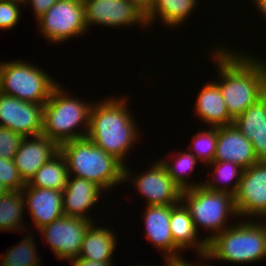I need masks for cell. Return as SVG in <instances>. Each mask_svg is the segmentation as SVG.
Segmentation results:
<instances>
[{"label": "cell", "instance_id": "obj_11", "mask_svg": "<svg viewBox=\"0 0 266 266\" xmlns=\"http://www.w3.org/2000/svg\"><path fill=\"white\" fill-rule=\"evenodd\" d=\"M87 28L91 24L126 26L138 23L147 27L145 14L128 0H82Z\"/></svg>", "mask_w": 266, "mask_h": 266}, {"label": "cell", "instance_id": "obj_38", "mask_svg": "<svg viewBox=\"0 0 266 266\" xmlns=\"http://www.w3.org/2000/svg\"><path fill=\"white\" fill-rule=\"evenodd\" d=\"M255 5L260 8L259 10L262 14H265L266 17V0H254Z\"/></svg>", "mask_w": 266, "mask_h": 266}, {"label": "cell", "instance_id": "obj_37", "mask_svg": "<svg viewBox=\"0 0 266 266\" xmlns=\"http://www.w3.org/2000/svg\"><path fill=\"white\" fill-rule=\"evenodd\" d=\"M167 266H195L181 259H167Z\"/></svg>", "mask_w": 266, "mask_h": 266}, {"label": "cell", "instance_id": "obj_27", "mask_svg": "<svg viewBox=\"0 0 266 266\" xmlns=\"http://www.w3.org/2000/svg\"><path fill=\"white\" fill-rule=\"evenodd\" d=\"M178 153H179V156L176 155V160H175L176 162L173 165L170 164V162L169 163L166 162L165 159L160 160L162 164L164 165V167L166 168L167 173L174 181V183L181 190H187L195 186L203 185L201 183L198 185H193V183L189 184L188 182H186L187 176H185V174L188 173V171H190L191 173L192 169L195 166L197 158L192 153H188V154L187 152H184V153L178 152Z\"/></svg>", "mask_w": 266, "mask_h": 266}, {"label": "cell", "instance_id": "obj_29", "mask_svg": "<svg viewBox=\"0 0 266 266\" xmlns=\"http://www.w3.org/2000/svg\"><path fill=\"white\" fill-rule=\"evenodd\" d=\"M193 138V147L197 154L193 155L201 160L202 162H206V164H210L214 161L216 146H217V127L210 126L209 131H202L196 134Z\"/></svg>", "mask_w": 266, "mask_h": 266}, {"label": "cell", "instance_id": "obj_36", "mask_svg": "<svg viewBox=\"0 0 266 266\" xmlns=\"http://www.w3.org/2000/svg\"><path fill=\"white\" fill-rule=\"evenodd\" d=\"M128 1L134 4L145 15L150 11L153 2V0H128Z\"/></svg>", "mask_w": 266, "mask_h": 266}, {"label": "cell", "instance_id": "obj_34", "mask_svg": "<svg viewBox=\"0 0 266 266\" xmlns=\"http://www.w3.org/2000/svg\"><path fill=\"white\" fill-rule=\"evenodd\" d=\"M58 0H24V3L31 2L36 15V20L43 16Z\"/></svg>", "mask_w": 266, "mask_h": 266}, {"label": "cell", "instance_id": "obj_40", "mask_svg": "<svg viewBox=\"0 0 266 266\" xmlns=\"http://www.w3.org/2000/svg\"><path fill=\"white\" fill-rule=\"evenodd\" d=\"M1 74H2V62H0V93H1Z\"/></svg>", "mask_w": 266, "mask_h": 266}, {"label": "cell", "instance_id": "obj_15", "mask_svg": "<svg viewBox=\"0 0 266 266\" xmlns=\"http://www.w3.org/2000/svg\"><path fill=\"white\" fill-rule=\"evenodd\" d=\"M214 161H227L246 169L258 163L252 143L232 124L217 127Z\"/></svg>", "mask_w": 266, "mask_h": 266}, {"label": "cell", "instance_id": "obj_3", "mask_svg": "<svg viewBox=\"0 0 266 266\" xmlns=\"http://www.w3.org/2000/svg\"><path fill=\"white\" fill-rule=\"evenodd\" d=\"M60 153L66 160L69 176L75 174L74 177L94 182L104 190L128 180L130 176L126 165L87 137L60 144Z\"/></svg>", "mask_w": 266, "mask_h": 266}, {"label": "cell", "instance_id": "obj_21", "mask_svg": "<svg viewBox=\"0 0 266 266\" xmlns=\"http://www.w3.org/2000/svg\"><path fill=\"white\" fill-rule=\"evenodd\" d=\"M96 227V228H95ZM109 229L97 228L93 224L87 229L77 258L98 262L112 261L116 236Z\"/></svg>", "mask_w": 266, "mask_h": 266}, {"label": "cell", "instance_id": "obj_32", "mask_svg": "<svg viewBox=\"0 0 266 266\" xmlns=\"http://www.w3.org/2000/svg\"><path fill=\"white\" fill-rule=\"evenodd\" d=\"M18 4L24 2L0 0V29H10L20 20Z\"/></svg>", "mask_w": 266, "mask_h": 266}, {"label": "cell", "instance_id": "obj_18", "mask_svg": "<svg viewBox=\"0 0 266 266\" xmlns=\"http://www.w3.org/2000/svg\"><path fill=\"white\" fill-rule=\"evenodd\" d=\"M101 190L103 189L94 182L68 176L63 189L64 215L89 219L85 213L98 201Z\"/></svg>", "mask_w": 266, "mask_h": 266}, {"label": "cell", "instance_id": "obj_2", "mask_svg": "<svg viewBox=\"0 0 266 266\" xmlns=\"http://www.w3.org/2000/svg\"><path fill=\"white\" fill-rule=\"evenodd\" d=\"M125 102L126 99L117 98L95 103L91 108L86 136L124 166L123 158L136 142L139 132Z\"/></svg>", "mask_w": 266, "mask_h": 266}, {"label": "cell", "instance_id": "obj_19", "mask_svg": "<svg viewBox=\"0 0 266 266\" xmlns=\"http://www.w3.org/2000/svg\"><path fill=\"white\" fill-rule=\"evenodd\" d=\"M196 100L195 110L198 117L207 124H211V127L233 124L234 118L230 115L221 90L216 83L211 82L205 85Z\"/></svg>", "mask_w": 266, "mask_h": 266}, {"label": "cell", "instance_id": "obj_35", "mask_svg": "<svg viewBox=\"0 0 266 266\" xmlns=\"http://www.w3.org/2000/svg\"><path fill=\"white\" fill-rule=\"evenodd\" d=\"M73 266H111V261L98 262L82 258L72 260Z\"/></svg>", "mask_w": 266, "mask_h": 266}, {"label": "cell", "instance_id": "obj_23", "mask_svg": "<svg viewBox=\"0 0 266 266\" xmlns=\"http://www.w3.org/2000/svg\"><path fill=\"white\" fill-rule=\"evenodd\" d=\"M68 176L66 160L59 152L41 166L28 184L31 187L63 191L67 184Z\"/></svg>", "mask_w": 266, "mask_h": 266}, {"label": "cell", "instance_id": "obj_12", "mask_svg": "<svg viewBox=\"0 0 266 266\" xmlns=\"http://www.w3.org/2000/svg\"><path fill=\"white\" fill-rule=\"evenodd\" d=\"M234 199L238 216H266V162L244 169Z\"/></svg>", "mask_w": 266, "mask_h": 266}, {"label": "cell", "instance_id": "obj_8", "mask_svg": "<svg viewBox=\"0 0 266 266\" xmlns=\"http://www.w3.org/2000/svg\"><path fill=\"white\" fill-rule=\"evenodd\" d=\"M38 22L44 37L55 44L82 35L87 29L82 0H58Z\"/></svg>", "mask_w": 266, "mask_h": 266}, {"label": "cell", "instance_id": "obj_28", "mask_svg": "<svg viewBox=\"0 0 266 266\" xmlns=\"http://www.w3.org/2000/svg\"><path fill=\"white\" fill-rule=\"evenodd\" d=\"M209 165L211 166L216 165L214 168L215 173L221 176V178L225 181V182L223 181L224 183H227L228 181L230 182L234 178H236L235 180L236 183L234 182V185L233 187L231 186V188L227 186H222V187L219 185L217 186L218 181H216V184L212 181L208 182L207 184L205 182L203 183V185L211 191H223L235 195L238 190L244 168H242L240 165L236 163L227 162V161H213Z\"/></svg>", "mask_w": 266, "mask_h": 266}, {"label": "cell", "instance_id": "obj_33", "mask_svg": "<svg viewBox=\"0 0 266 266\" xmlns=\"http://www.w3.org/2000/svg\"><path fill=\"white\" fill-rule=\"evenodd\" d=\"M253 136L251 143L258 162H266V127Z\"/></svg>", "mask_w": 266, "mask_h": 266}, {"label": "cell", "instance_id": "obj_1", "mask_svg": "<svg viewBox=\"0 0 266 266\" xmlns=\"http://www.w3.org/2000/svg\"><path fill=\"white\" fill-rule=\"evenodd\" d=\"M213 53L222 79L216 84L230 115L235 118L266 94V65L223 47Z\"/></svg>", "mask_w": 266, "mask_h": 266}, {"label": "cell", "instance_id": "obj_13", "mask_svg": "<svg viewBox=\"0 0 266 266\" xmlns=\"http://www.w3.org/2000/svg\"><path fill=\"white\" fill-rule=\"evenodd\" d=\"M154 164L147 173L136 175L134 180V186L145 196L147 206L180 203L183 190L174 183L161 161Z\"/></svg>", "mask_w": 266, "mask_h": 266}, {"label": "cell", "instance_id": "obj_9", "mask_svg": "<svg viewBox=\"0 0 266 266\" xmlns=\"http://www.w3.org/2000/svg\"><path fill=\"white\" fill-rule=\"evenodd\" d=\"M92 219L63 215L40 229L55 255L63 259L74 260L79 251Z\"/></svg>", "mask_w": 266, "mask_h": 266}, {"label": "cell", "instance_id": "obj_17", "mask_svg": "<svg viewBox=\"0 0 266 266\" xmlns=\"http://www.w3.org/2000/svg\"><path fill=\"white\" fill-rule=\"evenodd\" d=\"M144 216L146 237L158 249L165 251V259H180L177 253L180 250L173 241L170 230L171 205L147 206ZM175 253V254H174Z\"/></svg>", "mask_w": 266, "mask_h": 266}, {"label": "cell", "instance_id": "obj_24", "mask_svg": "<svg viewBox=\"0 0 266 266\" xmlns=\"http://www.w3.org/2000/svg\"><path fill=\"white\" fill-rule=\"evenodd\" d=\"M22 191H8L0 195V231L17 230L23 226L20 224L25 205Z\"/></svg>", "mask_w": 266, "mask_h": 266}, {"label": "cell", "instance_id": "obj_25", "mask_svg": "<svg viewBox=\"0 0 266 266\" xmlns=\"http://www.w3.org/2000/svg\"><path fill=\"white\" fill-rule=\"evenodd\" d=\"M233 125L251 142L266 127V94L235 117Z\"/></svg>", "mask_w": 266, "mask_h": 266}, {"label": "cell", "instance_id": "obj_22", "mask_svg": "<svg viewBox=\"0 0 266 266\" xmlns=\"http://www.w3.org/2000/svg\"><path fill=\"white\" fill-rule=\"evenodd\" d=\"M197 0H153L150 11L145 15L147 24H151L157 14L170 27L182 22L194 11Z\"/></svg>", "mask_w": 266, "mask_h": 266}, {"label": "cell", "instance_id": "obj_31", "mask_svg": "<svg viewBox=\"0 0 266 266\" xmlns=\"http://www.w3.org/2000/svg\"><path fill=\"white\" fill-rule=\"evenodd\" d=\"M23 138L8 128L0 127V158L13 159Z\"/></svg>", "mask_w": 266, "mask_h": 266}, {"label": "cell", "instance_id": "obj_41", "mask_svg": "<svg viewBox=\"0 0 266 266\" xmlns=\"http://www.w3.org/2000/svg\"><path fill=\"white\" fill-rule=\"evenodd\" d=\"M7 1H18V2H24V0H7Z\"/></svg>", "mask_w": 266, "mask_h": 266}, {"label": "cell", "instance_id": "obj_26", "mask_svg": "<svg viewBox=\"0 0 266 266\" xmlns=\"http://www.w3.org/2000/svg\"><path fill=\"white\" fill-rule=\"evenodd\" d=\"M31 235L12 247L1 259V266H40ZM35 248V249H34ZM37 254V255H36Z\"/></svg>", "mask_w": 266, "mask_h": 266}, {"label": "cell", "instance_id": "obj_14", "mask_svg": "<svg viewBox=\"0 0 266 266\" xmlns=\"http://www.w3.org/2000/svg\"><path fill=\"white\" fill-rule=\"evenodd\" d=\"M24 137L14 155V165L25 184L33 178L41 166L60 152V145L43 134L34 136V140Z\"/></svg>", "mask_w": 266, "mask_h": 266}, {"label": "cell", "instance_id": "obj_6", "mask_svg": "<svg viewBox=\"0 0 266 266\" xmlns=\"http://www.w3.org/2000/svg\"><path fill=\"white\" fill-rule=\"evenodd\" d=\"M182 200L197 232L199 224L201 227L208 228L207 230L215 231L213 235L215 236L226 229L225 222L230 213L238 215L234 195L223 191H211L204 185L183 190Z\"/></svg>", "mask_w": 266, "mask_h": 266}, {"label": "cell", "instance_id": "obj_39", "mask_svg": "<svg viewBox=\"0 0 266 266\" xmlns=\"http://www.w3.org/2000/svg\"><path fill=\"white\" fill-rule=\"evenodd\" d=\"M7 192H8V190L5 188L3 183L0 182V195H4Z\"/></svg>", "mask_w": 266, "mask_h": 266}, {"label": "cell", "instance_id": "obj_20", "mask_svg": "<svg viewBox=\"0 0 266 266\" xmlns=\"http://www.w3.org/2000/svg\"><path fill=\"white\" fill-rule=\"evenodd\" d=\"M171 205L170 230L174 244L181 250L197 248L199 255L206 259L207 241L197 239V230L188 209L182 204Z\"/></svg>", "mask_w": 266, "mask_h": 266}, {"label": "cell", "instance_id": "obj_7", "mask_svg": "<svg viewBox=\"0 0 266 266\" xmlns=\"http://www.w3.org/2000/svg\"><path fill=\"white\" fill-rule=\"evenodd\" d=\"M22 61L2 62L1 93L19 100L45 104L58 85L37 66Z\"/></svg>", "mask_w": 266, "mask_h": 266}, {"label": "cell", "instance_id": "obj_16", "mask_svg": "<svg viewBox=\"0 0 266 266\" xmlns=\"http://www.w3.org/2000/svg\"><path fill=\"white\" fill-rule=\"evenodd\" d=\"M22 193H26L24 201L27 202L25 204L27 203L32 219L39 229L64 215L63 191L31 187L27 183L22 189Z\"/></svg>", "mask_w": 266, "mask_h": 266}, {"label": "cell", "instance_id": "obj_30", "mask_svg": "<svg viewBox=\"0 0 266 266\" xmlns=\"http://www.w3.org/2000/svg\"><path fill=\"white\" fill-rule=\"evenodd\" d=\"M0 182L8 191H22L25 187L13 159L0 158Z\"/></svg>", "mask_w": 266, "mask_h": 266}, {"label": "cell", "instance_id": "obj_5", "mask_svg": "<svg viewBox=\"0 0 266 266\" xmlns=\"http://www.w3.org/2000/svg\"><path fill=\"white\" fill-rule=\"evenodd\" d=\"M92 106L79 99L70 98L58 84L44 104L42 134L59 145L86 137ZM81 124H84L85 132H75L73 129Z\"/></svg>", "mask_w": 266, "mask_h": 266}, {"label": "cell", "instance_id": "obj_4", "mask_svg": "<svg viewBox=\"0 0 266 266\" xmlns=\"http://www.w3.org/2000/svg\"><path fill=\"white\" fill-rule=\"evenodd\" d=\"M263 224V225H262ZM236 226V227H235ZM207 259L249 263L266 257V224L241 222L221 233L205 238Z\"/></svg>", "mask_w": 266, "mask_h": 266}, {"label": "cell", "instance_id": "obj_10", "mask_svg": "<svg viewBox=\"0 0 266 266\" xmlns=\"http://www.w3.org/2000/svg\"><path fill=\"white\" fill-rule=\"evenodd\" d=\"M44 104L19 100L0 93V127L23 137L42 134Z\"/></svg>", "mask_w": 266, "mask_h": 266}]
</instances>
